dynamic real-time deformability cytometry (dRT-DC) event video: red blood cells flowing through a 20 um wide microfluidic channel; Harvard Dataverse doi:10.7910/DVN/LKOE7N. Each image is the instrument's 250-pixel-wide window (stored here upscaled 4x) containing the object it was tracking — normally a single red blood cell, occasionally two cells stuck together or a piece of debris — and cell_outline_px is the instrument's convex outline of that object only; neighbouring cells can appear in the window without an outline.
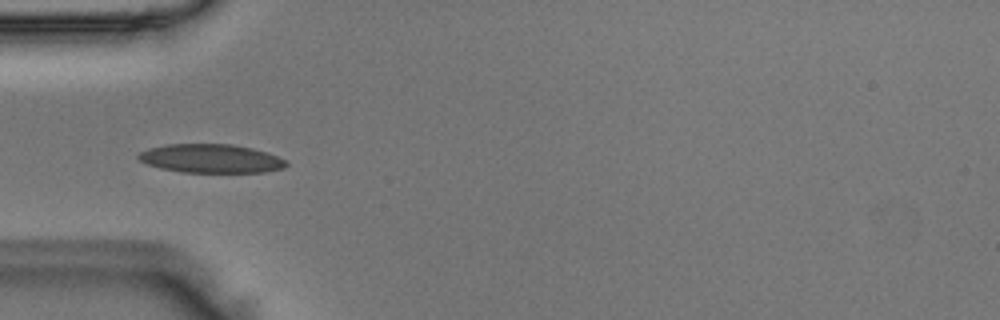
{"species": "Egyptian fruit bat (a non-hibernating species)", "species_latin": "Rousettus aegyptiacus", "temperature_condition": "room temperature", "stored_images_in_passage": 35, "camera_frame_rate_fps": 3000, "um_per_image_px": 0.085, "animal": {"sex": "male"}, "frame": {"image": 1, "passage_image": 1, "time_ms": 0.0, "image_size_px": [1000, 320], "cell_outline_px": [[288, 164], [284, 168], [264, 172], [180, 172], [160, 168], [148, 164], [140, 160], [136, 156], [140, 152], [148, 148], [164, 144], [232, 144], [252, 148], [268, 152], [284, 160]], "centroid_in_image_um": [17.91, 13.47], "position_along_channel_um": 67.1, "area_um2": 24.74}}
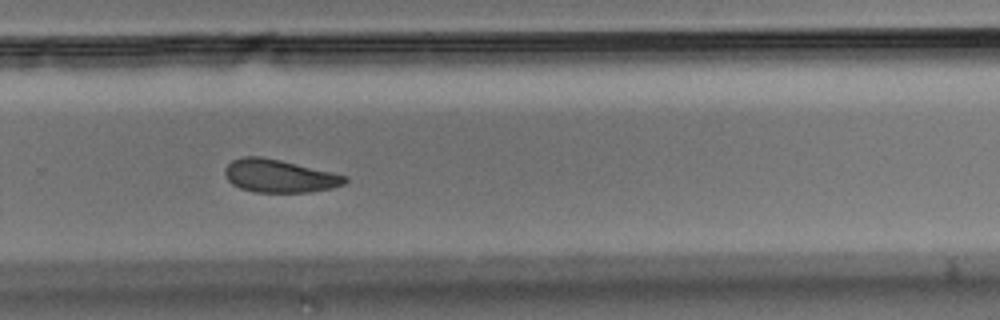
{"frame": {"image": 2, "passage_image": 19, "time_ms": 6.0, "image_size_px": [1000, 320], "cell_outline_px": [[348, 180], [344, 184], [332, 188], [308, 192], [256, 192], [240, 188], [232, 184], [228, 180], [224, 172], [224, 168], [232, 160], [244, 156], [260, 156], [280, 160], [332, 172], [348, 176]], "centroid_in_image_um": [23.74, 14.96], "position_along_channel_um": 306.1, "area_um2": 23.0}}
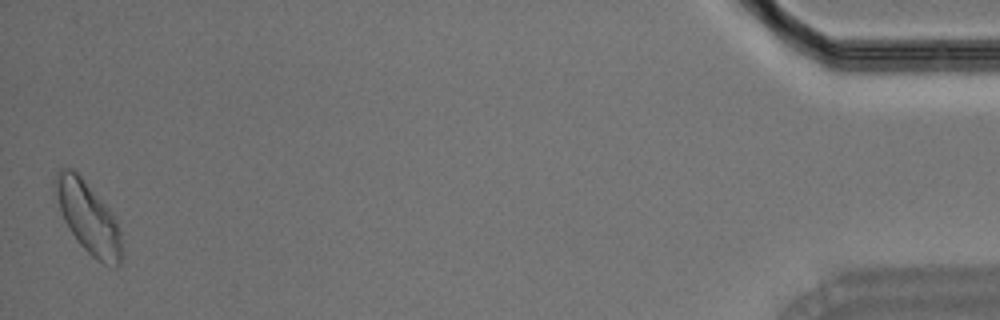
{"frame": {"image": 3, "passage_image": 35, "time_ms": 11.333, "image_size_px": [1000, 320], "cell_outline_px": [[120, 264], [116, 268], [112, 268], [96, 260], [80, 244], [64, 220], [60, 208], [56, 192], [56, 172], [60, 168], [72, 168], [80, 176], [108, 208], [116, 220], [120, 232]], "centroid_in_image_um": [7.51, 18.52], "position_along_channel_um": 427.7, "area_um2": 26.7}}